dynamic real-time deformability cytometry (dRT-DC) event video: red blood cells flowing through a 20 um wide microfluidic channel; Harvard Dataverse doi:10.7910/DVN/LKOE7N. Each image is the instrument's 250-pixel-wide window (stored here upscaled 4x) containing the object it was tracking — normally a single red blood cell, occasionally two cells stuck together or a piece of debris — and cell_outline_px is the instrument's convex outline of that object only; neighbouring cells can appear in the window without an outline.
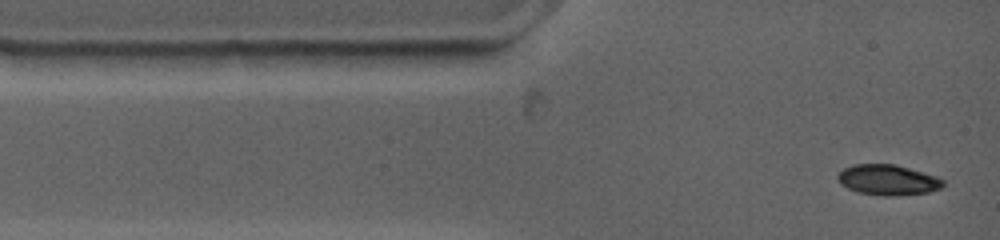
{"species": "common noctule bat (a hibernating species)", "species_latin": "Nyctalus noctula", "temperature_condition": "warm", "stored_images_in_passage": 12, "camera_frame_rate_fps": 4500, "um_per_image_px": 0.085, "animal": {"sex": "female", "body_mass_g": 19.0, "forearm_length_mm": 53.3}, "frame": {"image": 1, "passage_image": 1, "time_ms": 0.0, "image_size_px": [1000, 240], "cell_outline_px": [[944, 184], [940, 188], [928, 192], [896, 196], [884, 196], [856, 192], [840, 184], [836, 180], [836, 176], [844, 168], [852, 164], [896, 164], [936, 176], [944, 180]], "centroid_in_image_um": [75.43, 15.29], "position_along_channel_um": 9.6, "area_um2": 18.84}}
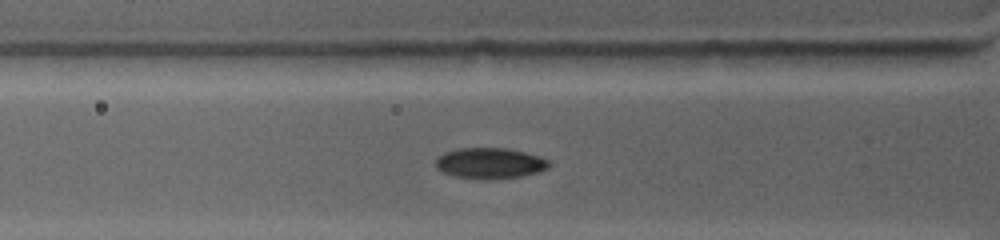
{"frame": {"image": 2, "passage_image": 6, "time_ms": 2.889, "image_size_px": [1000, 240], "cell_outline_px": [[552, 164], [548, 168], [540, 172], [520, 176], [484, 180], [456, 176], [444, 172], [436, 168], [436, 160], [444, 152], [456, 148], [508, 148], [540, 156], [548, 160]], "centroid_in_image_um": [41.67, 13.87], "position_along_channel_um": 84.1, "area_um2": 20.4}}
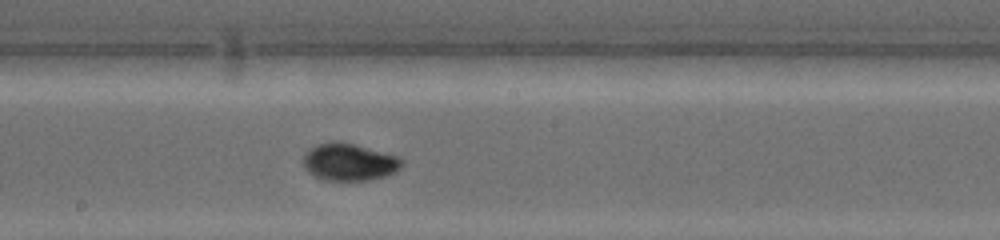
{"frame": {"image": 3, "passage_image": 12, "time_ms": 6.444, "image_size_px": [1000, 240], "cell_outline_px": [[404, 164], [396, 172], [384, 176], [368, 180], [324, 180], [308, 172], [304, 168], [304, 156], [316, 144], [336, 140], [340, 140], [400, 156], [404, 160]], "centroid_in_image_um": [29.73, 13.76], "position_along_channel_um": 218.5, "area_um2": 21.56}}